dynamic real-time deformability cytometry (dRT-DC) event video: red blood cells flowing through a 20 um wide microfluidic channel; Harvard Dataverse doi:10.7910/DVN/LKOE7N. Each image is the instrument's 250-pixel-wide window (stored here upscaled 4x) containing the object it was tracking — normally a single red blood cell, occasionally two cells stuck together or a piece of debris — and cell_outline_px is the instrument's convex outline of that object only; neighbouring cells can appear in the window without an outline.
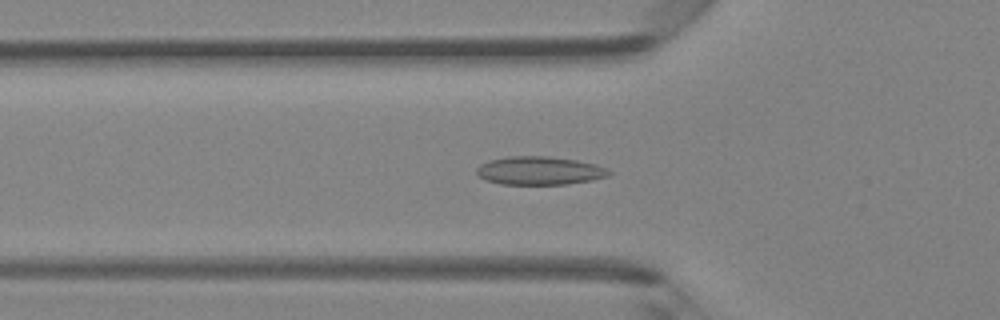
{"species": "Egyptian fruit bat (a non-hibernating species)", "species_latin": "Rousettus aegyptiacus", "temperature_condition": "room temperature", "stored_images_in_passage": 47, "camera_frame_rate_fps": 3000, "um_per_image_px": 0.085, "animal": {"sex": "female"}, "frame": {"image": 1, "passage_image": 16, "time_ms": 5.0, "image_size_px": [1000, 320], "cell_outline_px": [[612, 172], [608, 176], [592, 180], [564, 184], [500, 184], [484, 180], [476, 172], [476, 168], [480, 164], [488, 160], [508, 156], [548, 156], [576, 160], [596, 164], [608, 168]], "centroid_in_image_um": [45.85, 14.5], "position_along_channel_um": 80.0, "area_um2": 21.96}}
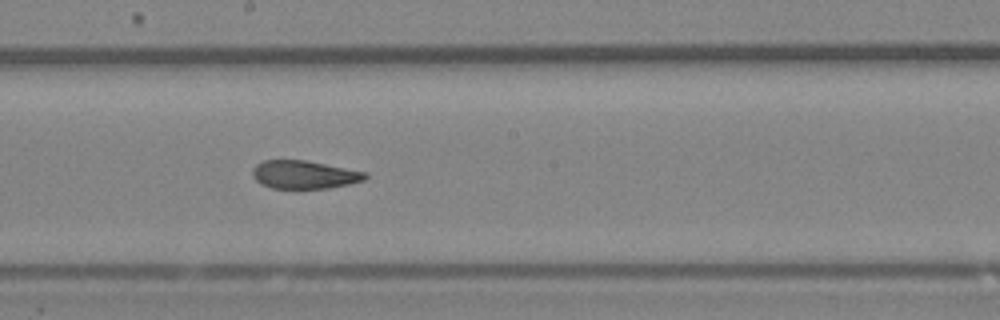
{"frame": {"image": 2, "passage_image": 26, "time_ms": 8.333, "image_size_px": [1000, 320], "cell_outline_px": [[368, 176], [364, 180], [348, 184], [328, 188], [272, 188], [260, 184], [252, 176], [252, 168], [256, 164], [264, 160], [304, 160], [368, 172]], "centroid_in_image_um": [25.84, 14.84], "position_along_channel_um": 222.4, "area_um2": 18.5}}
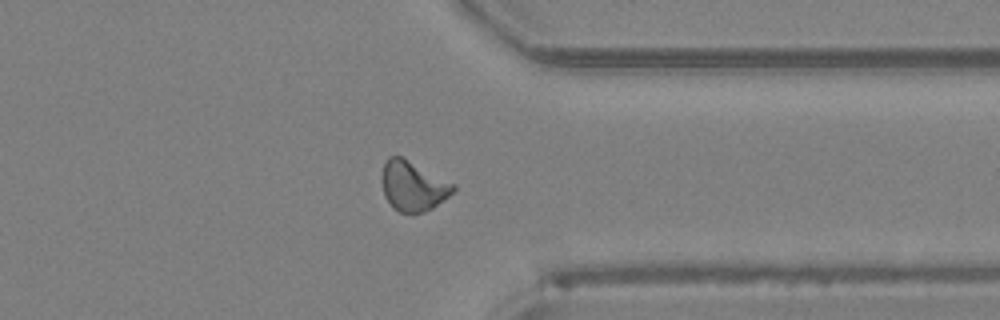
{"frame": {"image": 3, "passage_image": 37, "time_ms": 12.0, "image_size_px": [1000, 320], "cell_outline_px": [[456, 188], [448, 196], [432, 208], [424, 212], [400, 212], [392, 208], [384, 196], [380, 180], [380, 176], [384, 164], [388, 156], [400, 156], [456, 184]], "centroid_in_image_um": [35.06, 15.81], "position_along_channel_um": 376.3, "area_um2": 20.75}, "authors_computed_cell_mechanics": {"area_um2": 20.2878, "velocity_mm_per_s": 4.2854, "shape_relaxation_time_tau1_ms": 10.9315, "shape_relaxation_time_tau2_ms": 2.6398, "deformation_change_tau1": 0.1997, "deformation_change_tau2": 0.0661}}